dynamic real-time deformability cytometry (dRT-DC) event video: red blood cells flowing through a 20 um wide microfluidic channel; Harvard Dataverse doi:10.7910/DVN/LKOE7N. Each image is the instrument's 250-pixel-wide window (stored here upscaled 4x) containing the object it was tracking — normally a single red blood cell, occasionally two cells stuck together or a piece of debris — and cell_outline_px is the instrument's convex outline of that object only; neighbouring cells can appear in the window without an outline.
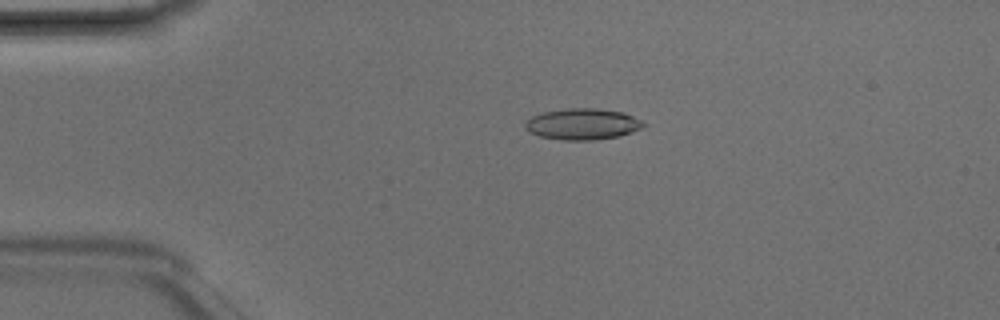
{"species": "Egyptian fruit bat (a non-hibernating species)", "species_latin": "Rousettus aegyptiacus", "temperature_condition": "room temperature", "stored_images_in_passage": 5, "camera_frame_rate_fps": 3000, "um_per_image_px": 0.085, "animal": {"sex": "male"}, "frame": {"image": 1, "passage_image": 4, "time_ms": 1.0, "image_size_px": [1000, 320], "cell_outline_px": [[648, 124], [632, 132], [620, 136], [596, 140], [560, 140], [540, 136], [528, 132], [524, 128], [524, 124], [532, 116], [544, 112], [564, 108], [596, 108], [624, 112]], "centroid_in_image_um": [49.51, 10.55], "position_along_channel_um": 35.5, "area_um2": 21.68}}